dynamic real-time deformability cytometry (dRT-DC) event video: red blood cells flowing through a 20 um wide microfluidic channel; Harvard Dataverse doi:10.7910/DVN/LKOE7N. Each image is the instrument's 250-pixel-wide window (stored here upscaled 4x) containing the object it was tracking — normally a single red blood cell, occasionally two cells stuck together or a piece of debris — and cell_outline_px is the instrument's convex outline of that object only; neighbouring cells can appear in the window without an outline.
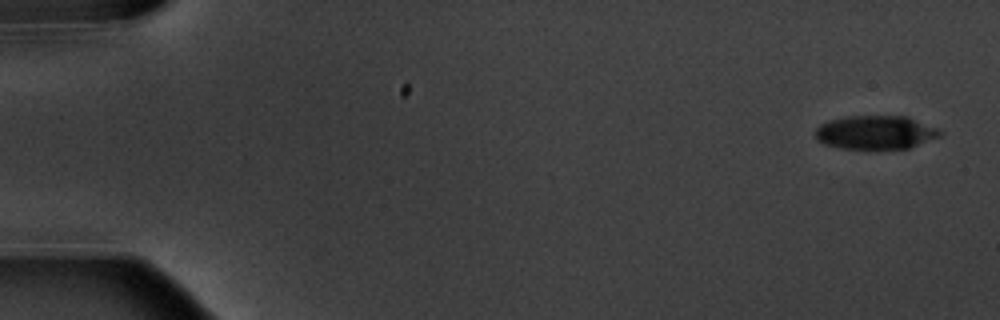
{"species": "common noctule bat (a hibernating species)", "species_latin": "Nyctalus noctula", "temperature_condition": "warm", "stored_images_in_passage": 7, "camera_frame_rate_fps": 3000, "um_per_image_px": 0.085, "animal": {"sex": "male", "body_mass_g": 20.1, "forearm_length_mm": 53.5}, "frame": {"image": 1, "passage_image": 1, "time_ms": 0.0, "image_size_px": [1000, 320], "cell_outline_px": [[944, 132], [940, 136], [908, 148], [840, 148], [824, 144], [816, 140], [816, 128], [820, 124], [828, 120], [844, 116], [908, 116], [940, 128]], "centroid_in_image_um": [74.43, 11.23], "position_along_channel_um": 10.6, "area_um2": 24.57}}
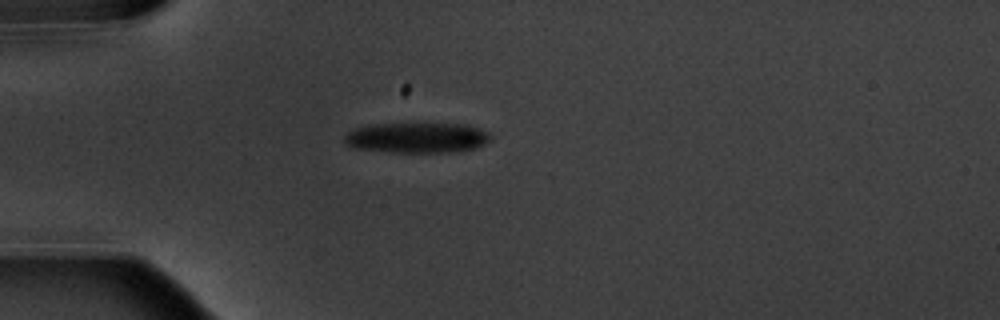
{"frame": {"image": 2, "passage_image": 5, "time_ms": 4.667, "image_size_px": [1000, 320], "cell_outline_px": [[492, 136], [484, 144], [476, 148], [452, 152], [392, 152], [356, 148], [344, 144], [344, 136], [348, 132], [356, 128], [372, 124], [468, 124], [480, 128], [488, 132]], "centroid_in_image_um": [35.45, 11.7], "position_along_channel_um": 49.5, "area_um2": 25.84}}